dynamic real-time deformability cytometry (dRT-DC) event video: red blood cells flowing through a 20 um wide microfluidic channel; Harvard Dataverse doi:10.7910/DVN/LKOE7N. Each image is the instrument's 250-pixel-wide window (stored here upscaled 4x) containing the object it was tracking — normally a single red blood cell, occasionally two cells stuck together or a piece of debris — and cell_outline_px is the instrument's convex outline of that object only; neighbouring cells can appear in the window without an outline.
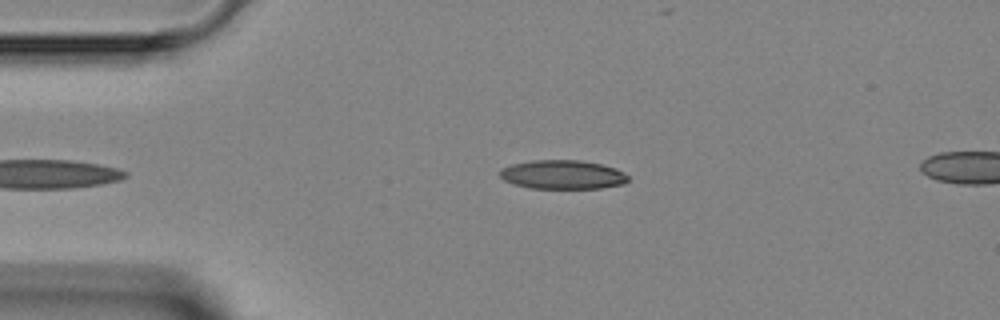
{"species": "Egyptian fruit bat (a non-hibernating species)", "species_latin": "Rousettus aegyptiacus", "temperature_condition": "room temperature", "stored_images_in_passage": 5, "camera_frame_rate_fps": 3000, "um_per_image_px": 0.085, "animal": {"sex": "female"}, "frame": {"image": 1, "passage_image": 3, "time_ms": 3.333, "image_size_px": [1000, 320], "cell_outline_px": [[628, 180], [624, 184], [600, 188], [532, 188], [512, 184], [504, 180], [500, 176], [500, 168], [512, 164], [532, 160], [580, 160], [600, 164], [616, 168], [624, 172], [628, 176]], "centroid_in_image_um": [47.82, 14.84], "position_along_channel_um": 37.2, "area_um2": 21.68}}